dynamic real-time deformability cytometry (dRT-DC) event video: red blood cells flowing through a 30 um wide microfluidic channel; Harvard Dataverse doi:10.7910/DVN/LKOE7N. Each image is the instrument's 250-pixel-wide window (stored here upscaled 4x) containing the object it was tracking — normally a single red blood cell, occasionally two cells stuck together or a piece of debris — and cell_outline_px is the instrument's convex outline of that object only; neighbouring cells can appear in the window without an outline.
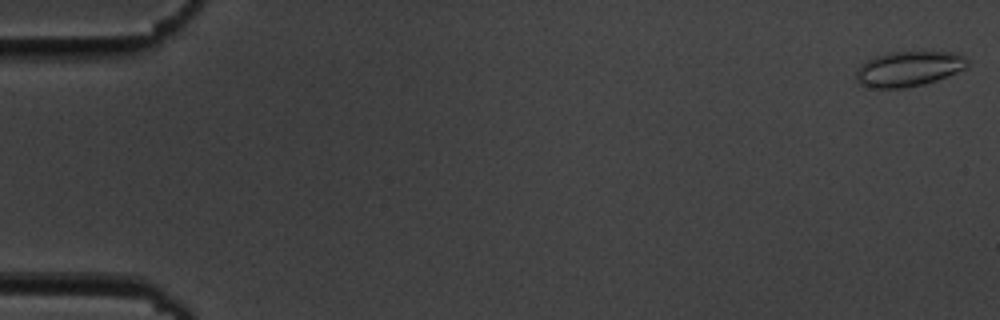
{"species": "common noctule bat (a hibernating species)", "species_latin": "Nyctalus noctula", "temperature_condition": "cold", "stored_images_in_passage": 55, "camera_frame_rate_fps": 3000, "um_per_image_px": 0.085, "animal": {"sex": "male", "body_mass_g": 19.5, "forearm_length_mm": 54.6}, "frame": {"image": 1, "passage_image": 1, "time_ms": 0.0, "image_size_px": [1000, 320], "cell_outline_px": [[968, 68], [948, 76], [924, 84], [904, 88], [876, 88], [860, 84], [856, 80], [856, 72], [868, 60], [876, 56], [888, 52], [956, 52], [964, 56], [968, 60]], "centroid_in_image_um": [77.3, 5.85], "position_along_channel_um": 7.7, "area_um2": 22.72}}
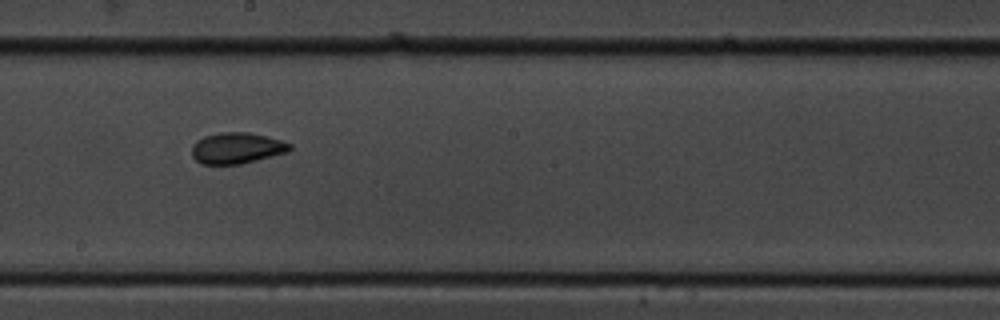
{"frame": {"image": 2, "passage_image": 31, "time_ms": 10.0, "image_size_px": [1000, 320], "cell_outline_px": [[292, 148], [288, 152], [240, 164], [200, 164], [192, 156], [192, 144], [196, 140], [204, 136], [220, 132], [248, 132], [280, 140], [292, 144]], "centroid_in_image_um": [20.1, 12.59], "position_along_channel_um": 228.1, "area_um2": 17.74}}
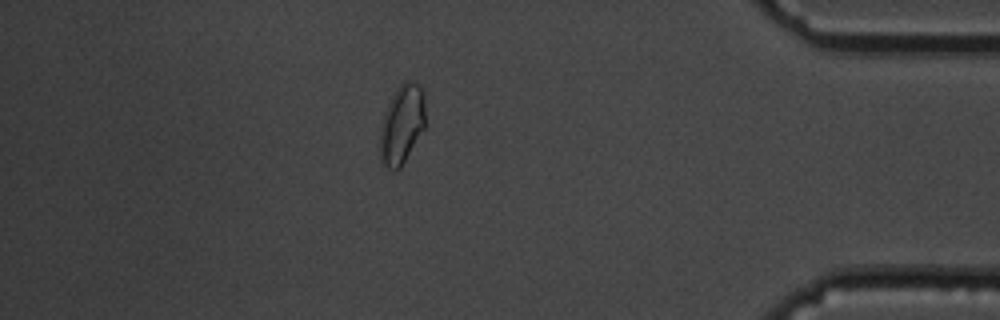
{"frame": {"image": 3, "passage_image": 48, "time_ms": 15.667, "image_size_px": [1000, 320], "cell_outline_px": [[428, 124], [400, 168], [388, 168], [380, 164], [380, 124], [388, 104], [396, 88], [404, 80], [416, 84], [424, 92]], "centroid_in_image_um": [34.19, 10.57], "position_along_channel_um": 401.0, "area_um2": 21.39}, "authors_computed_cell_mechanics": {"area_um2": 18.0914, "velocity_mm_per_s": 3.6847, "shape_relaxation_time_tau1_ms": 5.2057, "shape_relaxation_time_tau2_ms": 1.168, "deformation_change_tau1": 0.0844, "deformation_change_tau2": 0.0437}}